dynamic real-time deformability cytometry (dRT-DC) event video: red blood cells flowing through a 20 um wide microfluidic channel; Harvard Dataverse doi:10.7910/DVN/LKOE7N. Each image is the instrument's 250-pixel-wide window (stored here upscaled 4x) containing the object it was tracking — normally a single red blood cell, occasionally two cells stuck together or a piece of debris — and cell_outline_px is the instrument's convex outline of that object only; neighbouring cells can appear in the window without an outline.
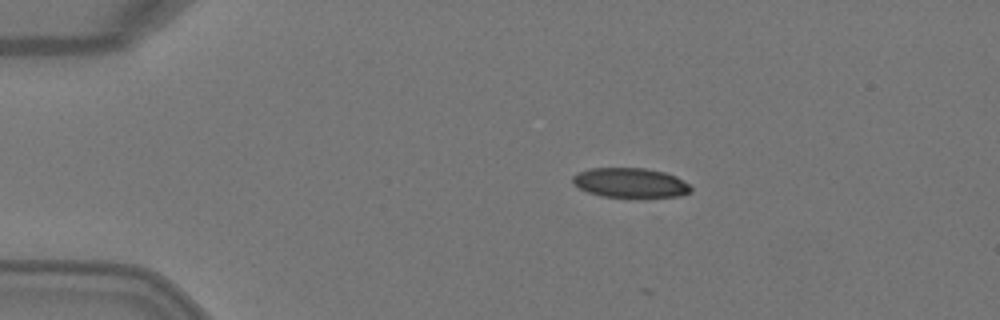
{"species": "Egyptian fruit bat (a non-hibernating species)", "species_latin": "Rousettus aegyptiacus", "temperature_condition": "warm", "stored_images_in_passage": 2, "camera_frame_rate_fps": 3000, "um_per_image_px": 0.085, "animal": {"sex": "female"}, "frame": {"image": 1, "passage_image": 1, "time_ms": 0.0, "image_size_px": [1000, 320], "cell_outline_px": [[692, 192], [680, 196], [600, 196], [588, 192], [580, 188], [572, 180], [572, 176], [576, 172], [588, 168], [644, 168], [664, 172], [676, 176], [688, 184], [692, 188]], "centroid_in_image_um": [53.56, 15.51], "position_along_channel_um": 31.4, "area_um2": 20.17}}